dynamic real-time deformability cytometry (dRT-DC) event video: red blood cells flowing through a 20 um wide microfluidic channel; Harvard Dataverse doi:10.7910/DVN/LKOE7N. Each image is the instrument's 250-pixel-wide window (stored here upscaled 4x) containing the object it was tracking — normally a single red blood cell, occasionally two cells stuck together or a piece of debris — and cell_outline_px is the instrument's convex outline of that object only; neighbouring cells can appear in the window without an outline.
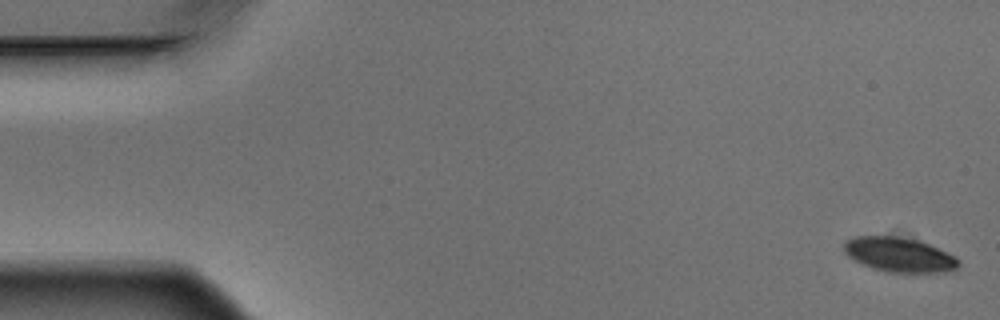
{"species": "Egyptian fruit bat (a non-hibernating species)", "species_latin": "Rousettus aegyptiacus", "temperature_condition": "warm", "stored_images_in_passage": 5, "camera_frame_rate_fps": 3000, "um_per_image_px": 0.085, "animal": {"sex": "male"}, "frame": {"image": 1, "passage_image": 1, "time_ms": 0.0, "image_size_px": [1000, 320], "cell_outline_px": [[960, 264], [956, 268], [936, 272], [888, 272], [872, 268], [848, 256], [844, 252], [844, 244], [848, 240], [856, 236], [896, 236], [920, 240], [956, 256], [960, 260]], "centroid_in_image_um": [76.45, 21.63], "position_along_channel_um": 8.6, "area_um2": 22.83}}
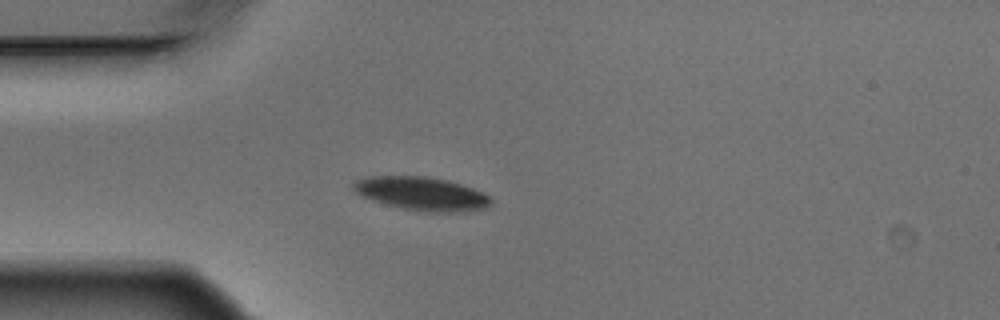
{"frame": {"image": 2, "passage_image": 5, "time_ms": 1.333, "image_size_px": [1000, 320], "cell_outline_px": [[492, 204], [484, 208], [464, 212], [424, 212], [404, 208], [372, 200], [356, 192], [352, 188], [352, 184], [356, 180], [364, 176], [428, 176], [448, 180], [472, 188], [488, 196], [492, 200]], "centroid_in_image_um": [35.84, 16.45], "position_along_channel_um": 49.2, "area_um2": 26.7}}